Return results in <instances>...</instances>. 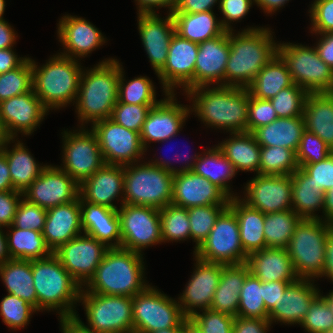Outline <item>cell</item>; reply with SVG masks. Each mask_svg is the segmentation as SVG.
Here are the masks:
<instances>
[{
  "instance_id": "obj_1",
  "label": "cell",
  "mask_w": 333,
  "mask_h": 333,
  "mask_svg": "<svg viewBox=\"0 0 333 333\" xmlns=\"http://www.w3.org/2000/svg\"><path fill=\"white\" fill-rule=\"evenodd\" d=\"M208 88L199 86L186 92L194 102L191 111L208 126L230 133L248 132V88L222 85Z\"/></svg>"
},
{
  "instance_id": "obj_2",
  "label": "cell",
  "mask_w": 333,
  "mask_h": 333,
  "mask_svg": "<svg viewBox=\"0 0 333 333\" xmlns=\"http://www.w3.org/2000/svg\"><path fill=\"white\" fill-rule=\"evenodd\" d=\"M233 31H229L230 53L224 86L247 88L277 54L278 44L268 28L249 27L236 35H233Z\"/></svg>"
},
{
  "instance_id": "obj_3",
  "label": "cell",
  "mask_w": 333,
  "mask_h": 333,
  "mask_svg": "<svg viewBox=\"0 0 333 333\" xmlns=\"http://www.w3.org/2000/svg\"><path fill=\"white\" fill-rule=\"evenodd\" d=\"M143 255L123 248H109L85 292L134 297L149 285L143 279Z\"/></svg>"
},
{
  "instance_id": "obj_4",
  "label": "cell",
  "mask_w": 333,
  "mask_h": 333,
  "mask_svg": "<svg viewBox=\"0 0 333 333\" xmlns=\"http://www.w3.org/2000/svg\"><path fill=\"white\" fill-rule=\"evenodd\" d=\"M120 63L117 59L103 60L94 68L82 71L76 108L83 125L110 118L118 102Z\"/></svg>"
},
{
  "instance_id": "obj_5",
  "label": "cell",
  "mask_w": 333,
  "mask_h": 333,
  "mask_svg": "<svg viewBox=\"0 0 333 333\" xmlns=\"http://www.w3.org/2000/svg\"><path fill=\"white\" fill-rule=\"evenodd\" d=\"M37 310H59V317L75 316L74 304L79 302L83 288L52 254L31 260Z\"/></svg>"
},
{
  "instance_id": "obj_6",
  "label": "cell",
  "mask_w": 333,
  "mask_h": 333,
  "mask_svg": "<svg viewBox=\"0 0 333 333\" xmlns=\"http://www.w3.org/2000/svg\"><path fill=\"white\" fill-rule=\"evenodd\" d=\"M35 63L31 59L33 90L48 112L77 99L82 68L76 59L59 53L41 67Z\"/></svg>"
},
{
  "instance_id": "obj_7",
  "label": "cell",
  "mask_w": 333,
  "mask_h": 333,
  "mask_svg": "<svg viewBox=\"0 0 333 333\" xmlns=\"http://www.w3.org/2000/svg\"><path fill=\"white\" fill-rule=\"evenodd\" d=\"M331 232V223L321 218L302 219L296 226L286 249L299 278L311 279L322 275L325 245Z\"/></svg>"
},
{
  "instance_id": "obj_8",
  "label": "cell",
  "mask_w": 333,
  "mask_h": 333,
  "mask_svg": "<svg viewBox=\"0 0 333 333\" xmlns=\"http://www.w3.org/2000/svg\"><path fill=\"white\" fill-rule=\"evenodd\" d=\"M124 166V197L121 204L164 208L172 202L173 174L152 164Z\"/></svg>"
},
{
  "instance_id": "obj_9",
  "label": "cell",
  "mask_w": 333,
  "mask_h": 333,
  "mask_svg": "<svg viewBox=\"0 0 333 333\" xmlns=\"http://www.w3.org/2000/svg\"><path fill=\"white\" fill-rule=\"evenodd\" d=\"M277 55L286 64L293 83L308 93L333 92V69L320 57L315 47L279 43Z\"/></svg>"
},
{
  "instance_id": "obj_10",
  "label": "cell",
  "mask_w": 333,
  "mask_h": 333,
  "mask_svg": "<svg viewBox=\"0 0 333 333\" xmlns=\"http://www.w3.org/2000/svg\"><path fill=\"white\" fill-rule=\"evenodd\" d=\"M133 331L150 333L179 327L186 318L179 303L150 285L132 298Z\"/></svg>"
},
{
  "instance_id": "obj_11",
  "label": "cell",
  "mask_w": 333,
  "mask_h": 333,
  "mask_svg": "<svg viewBox=\"0 0 333 333\" xmlns=\"http://www.w3.org/2000/svg\"><path fill=\"white\" fill-rule=\"evenodd\" d=\"M194 254L200 260L210 263H246L248 255L240 242L238 220L228 206L219 214L210 234Z\"/></svg>"
},
{
  "instance_id": "obj_12",
  "label": "cell",
  "mask_w": 333,
  "mask_h": 333,
  "mask_svg": "<svg viewBox=\"0 0 333 333\" xmlns=\"http://www.w3.org/2000/svg\"><path fill=\"white\" fill-rule=\"evenodd\" d=\"M88 325L96 333L133 331L132 297L87 293L81 289L80 299Z\"/></svg>"
},
{
  "instance_id": "obj_13",
  "label": "cell",
  "mask_w": 333,
  "mask_h": 333,
  "mask_svg": "<svg viewBox=\"0 0 333 333\" xmlns=\"http://www.w3.org/2000/svg\"><path fill=\"white\" fill-rule=\"evenodd\" d=\"M117 211L121 231L120 248L141 254L142 249L163 242L160 209L122 204Z\"/></svg>"
},
{
  "instance_id": "obj_14",
  "label": "cell",
  "mask_w": 333,
  "mask_h": 333,
  "mask_svg": "<svg viewBox=\"0 0 333 333\" xmlns=\"http://www.w3.org/2000/svg\"><path fill=\"white\" fill-rule=\"evenodd\" d=\"M97 137L105 164L129 165L142 158L146 152L140 133L129 130L111 118L98 121L91 127Z\"/></svg>"
},
{
  "instance_id": "obj_15",
  "label": "cell",
  "mask_w": 333,
  "mask_h": 333,
  "mask_svg": "<svg viewBox=\"0 0 333 333\" xmlns=\"http://www.w3.org/2000/svg\"><path fill=\"white\" fill-rule=\"evenodd\" d=\"M83 129L76 133L64 131V168L60 167L78 184L105 164L96 135L92 130Z\"/></svg>"
},
{
  "instance_id": "obj_16",
  "label": "cell",
  "mask_w": 333,
  "mask_h": 333,
  "mask_svg": "<svg viewBox=\"0 0 333 333\" xmlns=\"http://www.w3.org/2000/svg\"><path fill=\"white\" fill-rule=\"evenodd\" d=\"M22 195L26 201L48 210L75 201L79 184L61 168L45 165Z\"/></svg>"
},
{
  "instance_id": "obj_17",
  "label": "cell",
  "mask_w": 333,
  "mask_h": 333,
  "mask_svg": "<svg viewBox=\"0 0 333 333\" xmlns=\"http://www.w3.org/2000/svg\"><path fill=\"white\" fill-rule=\"evenodd\" d=\"M109 248L87 234L79 235L61 245L53 254L62 266L82 286L94 275Z\"/></svg>"
},
{
  "instance_id": "obj_18",
  "label": "cell",
  "mask_w": 333,
  "mask_h": 333,
  "mask_svg": "<svg viewBox=\"0 0 333 333\" xmlns=\"http://www.w3.org/2000/svg\"><path fill=\"white\" fill-rule=\"evenodd\" d=\"M198 43L174 34L171 38L164 67L157 73L164 88L165 96L174 93V88L183 86L187 92L194 88V71Z\"/></svg>"
},
{
  "instance_id": "obj_19",
  "label": "cell",
  "mask_w": 333,
  "mask_h": 333,
  "mask_svg": "<svg viewBox=\"0 0 333 333\" xmlns=\"http://www.w3.org/2000/svg\"><path fill=\"white\" fill-rule=\"evenodd\" d=\"M245 187L241 200L264 214L292 209V175L256 174Z\"/></svg>"
},
{
  "instance_id": "obj_20",
  "label": "cell",
  "mask_w": 333,
  "mask_h": 333,
  "mask_svg": "<svg viewBox=\"0 0 333 333\" xmlns=\"http://www.w3.org/2000/svg\"><path fill=\"white\" fill-rule=\"evenodd\" d=\"M47 109L34 90L13 96L0 102V126L6 138L17 136V132L29 135L47 115Z\"/></svg>"
},
{
  "instance_id": "obj_21",
  "label": "cell",
  "mask_w": 333,
  "mask_h": 333,
  "mask_svg": "<svg viewBox=\"0 0 333 333\" xmlns=\"http://www.w3.org/2000/svg\"><path fill=\"white\" fill-rule=\"evenodd\" d=\"M166 97L148 111L143 123L140 138L145 150L148 142L170 141L176 137L190 113L189 107L176 102L174 93Z\"/></svg>"
},
{
  "instance_id": "obj_22",
  "label": "cell",
  "mask_w": 333,
  "mask_h": 333,
  "mask_svg": "<svg viewBox=\"0 0 333 333\" xmlns=\"http://www.w3.org/2000/svg\"><path fill=\"white\" fill-rule=\"evenodd\" d=\"M196 259V269L188 281L185 291L178 298L179 306L186 317H192L199 308L210 309L214 293L219 285L222 264Z\"/></svg>"
},
{
  "instance_id": "obj_23",
  "label": "cell",
  "mask_w": 333,
  "mask_h": 333,
  "mask_svg": "<svg viewBox=\"0 0 333 333\" xmlns=\"http://www.w3.org/2000/svg\"><path fill=\"white\" fill-rule=\"evenodd\" d=\"M229 197L208 179L186 171L173 175V195L171 204L190 208L214 204H228Z\"/></svg>"
},
{
  "instance_id": "obj_24",
  "label": "cell",
  "mask_w": 333,
  "mask_h": 333,
  "mask_svg": "<svg viewBox=\"0 0 333 333\" xmlns=\"http://www.w3.org/2000/svg\"><path fill=\"white\" fill-rule=\"evenodd\" d=\"M230 53L229 31L198 44L194 71V88L218 84L224 86L225 70Z\"/></svg>"
},
{
  "instance_id": "obj_25",
  "label": "cell",
  "mask_w": 333,
  "mask_h": 333,
  "mask_svg": "<svg viewBox=\"0 0 333 333\" xmlns=\"http://www.w3.org/2000/svg\"><path fill=\"white\" fill-rule=\"evenodd\" d=\"M138 29L149 62L157 74L165 65L169 44L175 34L172 14L165 19L155 14H138Z\"/></svg>"
},
{
  "instance_id": "obj_26",
  "label": "cell",
  "mask_w": 333,
  "mask_h": 333,
  "mask_svg": "<svg viewBox=\"0 0 333 333\" xmlns=\"http://www.w3.org/2000/svg\"><path fill=\"white\" fill-rule=\"evenodd\" d=\"M57 32L59 41L65 49L61 55L72 59L87 56L106 41L94 25L77 16H63L59 21Z\"/></svg>"
},
{
  "instance_id": "obj_27",
  "label": "cell",
  "mask_w": 333,
  "mask_h": 333,
  "mask_svg": "<svg viewBox=\"0 0 333 333\" xmlns=\"http://www.w3.org/2000/svg\"><path fill=\"white\" fill-rule=\"evenodd\" d=\"M122 191V192H121ZM124 193V166L104 164L79 184V197L97 205L118 209L112 202Z\"/></svg>"
},
{
  "instance_id": "obj_28",
  "label": "cell",
  "mask_w": 333,
  "mask_h": 333,
  "mask_svg": "<svg viewBox=\"0 0 333 333\" xmlns=\"http://www.w3.org/2000/svg\"><path fill=\"white\" fill-rule=\"evenodd\" d=\"M313 279L299 278L290 283L278 304L269 311L268 319L286 324H301L312 301L320 294V290L313 285ZM312 282V283H311Z\"/></svg>"
},
{
  "instance_id": "obj_29",
  "label": "cell",
  "mask_w": 333,
  "mask_h": 333,
  "mask_svg": "<svg viewBox=\"0 0 333 333\" xmlns=\"http://www.w3.org/2000/svg\"><path fill=\"white\" fill-rule=\"evenodd\" d=\"M80 215V197L47 210L42 234L52 252L82 233Z\"/></svg>"
},
{
  "instance_id": "obj_30",
  "label": "cell",
  "mask_w": 333,
  "mask_h": 333,
  "mask_svg": "<svg viewBox=\"0 0 333 333\" xmlns=\"http://www.w3.org/2000/svg\"><path fill=\"white\" fill-rule=\"evenodd\" d=\"M80 205L81 226L84 234L96 238L108 248H120L121 231L118 211L107 206L83 201L81 198Z\"/></svg>"
},
{
  "instance_id": "obj_31",
  "label": "cell",
  "mask_w": 333,
  "mask_h": 333,
  "mask_svg": "<svg viewBox=\"0 0 333 333\" xmlns=\"http://www.w3.org/2000/svg\"><path fill=\"white\" fill-rule=\"evenodd\" d=\"M246 264L250 273L262 282L299 279L286 248L266 247L253 252L247 256Z\"/></svg>"
},
{
  "instance_id": "obj_32",
  "label": "cell",
  "mask_w": 333,
  "mask_h": 333,
  "mask_svg": "<svg viewBox=\"0 0 333 333\" xmlns=\"http://www.w3.org/2000/svg\"><path fill=\"white\" fill-rule=\"evenodd\" d=\"M228 207L238 220L240 242L244 252L250 255L266 248L263 231L265 214L241 201L237 196L229 199Z\"/></svg>"
},
{
  "instance_id": "obj_33",
  "label": "cell",
  "mask_w": 333,
  "mask_h": 333,
  "mask_svg": "<svg viewBox=\"0 0 333 333\" xmlns=\"http://www.w3.org/2000/svg\"><path fill=\"white\" fill-rule=\"evenodd\" d=\"M249 273V267L246 263L237 265L222 264L219 285L214 293L210 309L237 316L240 292Z\"/></svg>"
},
{
  "instance_id": "obj_34",
  "label": "cell",
  "mask_w": 333,
  "mask_h": 333,
  "mask_svg": "<svg viewBox=\"0 0 333 333\" xmlns=\"http://www.w3.org/2000/svg\"><path fill=\"white\" fill-rule=\"evenodd\" d=\"M303 117L305 129L318 136L333 151V92L309 93Z\"/></svg>"
},
{
  "instance_id": "obj_35",
  "label": "cell",
  "mask_w": 333,
  "mask_h": 333,
  "mask_svg": "<svg viewBox=\"0 0 333 333\" xmlns=\"http://www.w3.org/2000/svg\"><path fill=\"white\" fill-rule=\"evenodd\" d=\"M305 130L303 116L277 118L268 125L261 126L252 132L261 147L279 146L297 152Z\"/></svg>"
},
{
  "instance_id": "obj_36",
  "label": "cell",
  "mask_w": 333,
  "mask_h": 333,
  "mask_svg": "<svg viewBox=\"0 0 333 333\" xmlns=\"http://www.w3.org/2000/svg\"><path fill=\"white\" fill-rule=\"evenodd\" d=\"M217 148L232 162L236 171H256L259 174L261 146L250 132L231 133Z\"/></svg>"
},
{
  "instance_id": "obj_37",
  "label": "cell",
  "mask_w": 333,
  "mask_h": 333,
  "mask_svg": "<svg viewBox=\"0 0 333 333\" xmlns=\"http://www.w3.org/2000/svg\"><path fill=\"white\" fill-rule=\"evenodd\" d=\"M175 33L191 42L201 43L220 36L225 29L213 11L200 13H172Z\"/></svg>"
},
{
  "instance_id": "obj_38",
  "label": "cell",
  "mask_w": 333,
  "mask_h": 333,
  "mask_svg": "<svg viewBox=\"0 0 333 333\" xmlns=\"http://www.w3.org/2000/svg\"><path fill=\"white\" fill-rule=\"evenodd\" d=\"M11 140L13 141V138H6L1 151L6 155L8 161L14 190L23 193L40 175L45 165L40 166L19 140L17 141L18 143H15L11 151L8 150L7 145Z\"/></svg>"
},
{
  "instance_id": "obj_39",
  "label": "cell",
  "mask_w": 333,
  "mask_h": 333,
  "mask_svg": "<svg viewBox=\"0 0 333 333\" xmlns=\"http://www.w3.org/2000/svg\"><path fill=\"white\" fill-rule=\"evenodd\" d=\"M323 206L324 192L299 167L292 174V209L302 219H320L314 212Z\"/></svg>"
},
{
  "instance_id": "obj_40",
  "label": "cell",
  "mask_w": 333,
  "mask_h": 333,
  "mask_svg": "<svg viewBox=\"0 0 333 333\" xmlns=\"http://www.w3.org/2000/svg\"><path fill=\"white\" fill-rule=\"evenodd\" d=\"M0 276L9 294L26 300L37 309V294L30 260H7L0 265Z\"/></svg>"
},
{
  "instance_id": "obj_41",
  "label": "cell",
  "mask_w": 333,
  "mask_h": 333,
  "mask_svg": "<svg viewBox=\"0 0 333 333\" xmlns=\"http://www.w3.org/2000/svg\"><path fill=\"white\" fill-rule=\"evenodd\" d=\"M293 80L286 64L276 54L247 87L250 95L259 99H271L280 90L292 86Z\"/></svg>"
},
{
  "instance_id": "obj_42",
  "label": "cell",
  "mask_w": 333,
  "mask_h": 333,
  "mask_svg": "<svg viewBox=\"0 0 333 333\" xmlns=\"http://www.w3.org/2000/svg\"><path fill=\"white\" fill-rule=\"evenodd\" d=\"M10 233L6 234L7 250L10 259L37 260L44 259L53 254L45 242L42 232L30 229H19L14 226Z\"/></svg>"
},
{
  "instance_id": "obj_43",
  "label": "cell",
  "mask_w": 333,
  "mask_h": 333,
  "mask_svg": "<svg viewBox=\"0 0 333 333\" xmlns=\"http://www.w3.org/2000/svg\"><path fill=\"white\" fill-rule=\"evenodd\" d=\"M199 155L192 171L211 181L229 198L236 197L230 192L228 185V180L230 182V179L237 173L232 162L221 153L217 146L206 150L203 157L202 154Z\"/></svg>"
},
{
  "instance_id": "obj_44",
  "label": "cell",
  "mask_w": 333,
  "mask_h": 333,
  "mask_svg": "<svg viewBox=\"0 0 333 333\" xmlns=\"http://www.w3.org/2000/svg\"><path fill=\"white\" fill-rule=\"evenodd\" d=\"M301 220L293 209L265 214L263 231L266 247L287 248Z\"/></svg>"
},
{
  "instance_id": "obj_45",
  "label": "cell",
  "mask_w": 333,
  "mask_h": 333,
  "mask_svg": "<svg viewBox=\"0 0 333 333\" xmlns=\"http://www.w3.org/2000/svg\"><path fill=\"white\" fill-rule=\"evenodd\" d=\"M298 169L294 150L279 146L261 147L259 174L292 175Z\"/></svg>"
},
{
  "instance_id": "obj_46",
  "label": "cell",
  "mask_w": 333,
  "mask_h": 333,
  "mask_svg": "<svg viewBox=\"0 0 333 333\" xmlns=\"http://www.w3.org/2000/svg\"><path fill=\"white\" fill-rule=\"evenodd\" d=\"M263 282L249 273L240 292L238 317L268 319L263 300Z\"/></svg>"
},
{
  "instance_id": "obj_47",
  "label": "cell",
  "mask_w": 333,
  "mask_h": 333,
  "mask_svg": "<svg viewBox=\"0 0 333 333\" xmlns=\"http://www.w3.org/2000/svg\"><path fill=\"white\" fill-rule=\"evenodd\" d=\"M123 67L120 64L118 102L125 104L156 105V92L153 82L146 76L136 77L124 83Z\"/></svg>"
},
{
  "instance_id": "obj_48",
  "label": "cell",
  "mask_w": 333,
  "mask_h": 333,
  "mask_svg": "<svg viewBox=\"0 0 333 333\" xmlns=\"http://www.w3.org/2000/svg\"><path fill=\"white\" fill-rule=\"evenodd\" d=\"M160 221L163 242L191 238L187 208L168 204L160 209Z\"/></svg>"
},
{
  "instance_id": "obj_49",
  "label": "cell",
  "mask_w": 333,
  "mask_h": 333,
  "mask_svg": "<svg viewBox=\"0 0 333 333\" xmlns=\"http://www.w3.org/2000/svg\"><path fill=\"white\" fill-rule=\"evenodd\" d=\"M228 204H214L188 208L191 238L196 242L195 251L208 237L219 214Z\"/></svg>"
},
{
  "instance_id": "obj_50",
  "label": "cell",
  "mask_w": 333,
  "mask_h": 333,
  "mask_svg": "<svg viewBox=\"0 0 333 333\" xmlns=\"http://www.w3.org/2000/svg\"><path fill=\"white\" fill-rule=\"evenodd\" d=\"M29 90H33L31 58L28 57L19 67L0 74V102Z\"/></svg>"
},
{
  "instance_id": "obj_51",
  "label": "cell",
  "mask_w": 333,
  "mask_h": 333,
  "mask_svg": "<svg viewBox=\"0 0 333 333\" xmlns=\"http://www.w3.org/2000/svg\"><path fill=\"white\" fill-rule=\"evenodd\" d=\"M308 94L309 93L302 87L293 84L288 88L280 90L269 100L271 101L278 118L303 116Z\"/></svg>"
},
{
  "instance_id": "obj_52",
  "label": "cell",
  "mask_w": 333,
  "mask_h": 333,
  "mask_svg": "<svg viewBox=\"0 0 333 333\" xmlns=\"http://www.w3.org/2000/svg\"><path fill=\"white\" fill-rule=\"evenodd\" d=\"M38 311L24 299L9 294L2 298L0 316L2 321L11 329L24 328L28 324L31 314Z\"/></svg>"
},
{
  "instance_id": "obj_53",
  "label": "cell",
  "mask_w": 333,
  "mask_h": 333,
  "mask_svg": "<svg viewBox=\"0 0 333 333\" xmlns=\"http://www.w3.org/2000/svg\"><path fill=\"white\" fill-rule=\"evenodd\" d=\"M300 325L310 333H324L333 329V314L321 294L312 301Z\"/></svg>"
},
{
  "instance_id": "obj_54",
  "label": "cell",
  "mask_w": 333,
  "mask_h": 333,
  "mask_svg": "<svg viewBox=\"0 0 333 333\" xmlns=\"http://www.w3.org/2000/svg\"><path fill=\"white\" fill-rule=\"evenodd\" d=\"M332 152L331 148L324 141L305 129L296 152L298 166L303 167L306 164L318 163Z\"/></svg>"
},
{
  "instance_id": "obj_55",
  "label": "cell",
  "mask_w": 333,
  "mask_h": 333,
  "mask_svg": "<svg viewBox=\"0 0 333 333\" xmlns=\"http://www.w3.org/2000/svg\"><path fill=\"white\" fill-rule=\"evenodd\" d=\"M153 106L155 105L116 103L110 118L119 125L140 133L148 111Z\"/></svg>"
},
{
  "instance_id": "obj_56",
  "label": "cell",
  "mask_w": 333,
  "mask_h": 333,
  "mask_svg": "<svg viewBox=\"0 0 333 333\" xmlns=\"http://www.w3.org/2000/svg\"><path fill=\"white\" fill-rule=\"evenodd\" d=\"M23 199V200H22ZM17 207L12 226L42 232L47 210L22 198Z\"/></svg>"
},
{
  "instance_id": "obj_57",
  "label": "cell",
  "mask_w": 333,
  "mask_h": 333,
  "mask_svg": "<svg viewBox=\"0 0 333 333\" xmlns=\"http://www.w3.org/2000/svg\"><path fill=\"white\" fill-rule=\"evenodd\" d=\"M202 329L203 333H232L235 316L214 311L212 309L196 312L191 317Z\"/></svg>"
},
{
  "instance_id": "obj_58",
  "label": "cell",
  "mask_w": 333,
  "mask_h": 333,
  "mask_svg": "<svg viewBox=\"0 0 333 333\" xmlns=\"http://www.w3.org/2000/svg\"><path fill=\"white\" fill-rule=\"evenodd\" d=\"M277 118L270 100L249 96L248 132L252 133L257 128L268 125Z\"/></svg>"
},
{
  "instance_id": "obj_59",
  "label": "cell",
  "mask_w": 333,
  "mask_h": 333,
  "mask_svg": "<svg viewBox=\"0 0 333 333\" xmlns=\"http://www.w3.org/2000/svg\"><path fill=\"white\" fill-rule=\"evenodd\" d=\"M311 5L312 33L333 32V0H315Z\"/></svg>"
},
{
  "instance_id": "obj_60",
  "label": "cell",
  "mask_w": 333,
  "mask_h": 333,
  "mask_svg": "<svg viewBox=\"0 0 333 333\" xmlns=\"http://www.w3.org/2000/svg\"><path fill=\"white\" fill-rule=\"evenodd\" d=\"M323 192L333 186V152L324 160L301 167Z\"/></svg>"
},
{
  "instance_id": "obj_61",
  "label": "cell",
  "mask_w": 333,
  "mask_h": 333,
  "mask_svg": "<svg viewBox=\"0 0 333 333\" xmlns=\"http://www.w3.org/2000/svg\"><path fill=\"white\" fill-rule=\"evenodd\" d=\"M218 2L220 12L224 15V19L221 20L220 23L226 31H230L233 30L231 26H229L230 23L246 16L255 0H220Z\"/></svg>"
},
{
  "instance_id": "obj_62",
  "label": "cell",
  "mask_w": 333,
  "mask_h": 333,
  "mask_svg": "<svg viewBox=\"0 0 333 333\" xmlns=\"http://www.w3.org/2000/svg\"><path fill=\"white\" fill-rule=\"evenodd\" d=\"M22 196V192L16 190L0 191V227L12 225Z\"/></svg>"
},
{
  "instance_id": "obj_63",
  "label": "cell",
  "mask_w": 333,
  "mask_h": 333,
  "mask_svg": "<svg viewBox=\"0 0 333 333\" xmlns=\"http://www.w3.org/2000/svg\"><path fill=\"white\" fill-rule=\"evenodd\" d=\"M269 326H271L269 319L235 316L232 333H266L269 330Z\"/></svg>"
},
{
  "instance_id": "obj_64",
  "label": "cell",
  "mask_w": 333,
  "mask_h": 333,
  "mask_svg": "<svg viewBox=\"0 0 333 333\" xmlns=\"http://www.w3.org/2000/svg\"><path fill=\"white\" fill-rule=\"evenodd\" d=\"M293 281L263 282V300L266 310L269 312L278 301L288 285Z\"/></svg>"
},
{
  "instance_id": "obj_65",
  "label": "cell",
  "mask_w": 333,
  "mask_h": 333,
  "mask_svg": "<svg viewBox=\"0 0 333 333\" xmlns=\"http://www.w3.org/2000/svg\"><path fill=\"white\" fill-rule=\"evenodd\" d=\"M217 1L218 0H176L173 13H200L213 11L212 7Z\"/></svg>"
},
{
  "instance_id": "obj_66",
  "label": "cell",
  "mask_w": 333,
  "mask_h": 333,
  "mask_svg": "<svg viewBox=\"0 0 333 333\" xmlns=\"http://www.w3.org/2000/svg\"><path fill=\"white\" fill-rule=\"evenodd\" d=\"M320 35L322 37L315 48L319 57L333 69V32Z\"/></svg>"
},
{
  "instance_id": "obj_67",
  "label": "cell",
  "mask_w": 333,
  "mask_h": 333,
  "mask_svg": "<svg viewBox=\"0 0 333 333\" xmlns=\"http://www.w3.org/2000/svg\"><path fill=\"white\" fill-rule=\"evenodd\" d=\"M26 59L27 57L18 58L12 48L0 49V74L19 67Z\"/></svg>"
},
{
  "instance_id": "obj_68",
  "label": "cell",
  "mask_w": 333,
  "mask_h": 333,
  "mask_svg": "<svg viewBox=\"0 0 333 333\" xmlns=\"http://www.w3.org/2000/svg\"><path fill=\"white\" fill-rule=\"evenodd\" d=\"M138 5V14H155V7L169 8V14L173 13L176 0H135Z\"/></svg>"
},
{
  "instance_id": "obj_69",
  "label": "cell",
  "mask_w": 333,
  "mask_h": 333,
  "mask_svg": "<svg viewBox=\"0 0 333 333\" xmlns=\"http://www.w3.org/2000/svg\"><path fill=\"white\" fill-rule=\"evenodd\" d=\"M60 322L62 333H96L86 327L77 314L75 316L60 317Z\"/></svg>"
},
{
  "instance_id": "obj_70",
  "label": "cell",
  "mask_w": 333,
  "mask_h": 333,
  "mask_svg": "<svg viewBox=\"0 0 333 333\" xmlns=\"http://www.w3.org/2000/svg\"><path fill=\"white\" fill-rule=\"evenodd\" d=\"M15 31L4 19H0V49L12 48L16 36Z\"/></svg>"
},
{
  "instance_id": "obj_71",
  "label": "cell",
  "mask_w": 333,
  "mask_h": 333,
  "mask_svg": "<svg viewBox=\"0 0 333 333\" xmlns=\"http://www.w3.org/2000/svg\"><path fill=\"white\" fill-rule=\"evenodd\" d=\"M14 190L6 155L0 151V191Z\"/></svg>"
},
{
  "instance_id": "obj_72",
  "label": "cell",
  "mask_w": 333,
  "mask_h": 333,
  "mask_svg": "<svg viewBox=\"0 0 333 333\" xmlns=\"http://www.w3.org/2000/svg\"><path fill=\"white\" fill-rule=\"evenodd\" d=\"M176 155H177V154H176ZM179 155L183 156V158H184V155H183V154H179ZM177 156H178V155H177ZM187 156H188V155H187ZM193 157H194V158L189 157L190 159H194L192 163H191V161H190V163L187 162V164L185 163V166H183V167H181V168H179V169L174 168L173 166H171V164L169 163V161H164V160H158V159H155L154 162H151V161H150L149 163L152 164V165H154V166H158L159 168H163V169H165V170L171 172V173L174 175V174H178V173H182V172H186V171L193 170V168H194V166H195V162L198 160L199 155L196 154V155H194ZM177 158H179V157H177ZM189 158L187 157V159H186V157H185L184 159H185V160H188ZM195 160H196V161H195ZM169 164H170V165H169Z\"/></svg>"
},
{
  "instance_id": "obj_73",
  "label": "cell",
  "mask_w": 333,
  "mask_h": 333,
  "mask_svg": "<svg viewBox=\"0 0 333 333\" xmlns=\"http://www.w3.org/2000/svg\"><path fill=\"white\" fill-rule=\"evenodd\" d=\"M326 276L333 282V232L327 238L325 245V262L323 273L320 277Z\"/></svg>"
},
{
  "instance_id": "obj_74",
  "label": "cell",
  "mask_w": 333,
  "mask_h": 333,
  "mask_svg": "<svg viewBox=\"0 0 333 333\" xmlns=\"http://www.w3.org/2000/svg\"><path fill=\"white\" fill-rule=\"evenodd\" d=\"M323 213L325 215L324 221L333 222V186L328 191L324 192V206Z\"/></svg>"
},
{
  "instance_id": "obj_75",
  "label": "cell",
  "mask_w": 333,
  "mask_h": 333,
  "mask_svg": "<svg viewBox=\"0 0 333 333\" xmlns=\"http://www.w3.org/2000/svg\"><path fill=\"white\" fill-rule=\"evenodd\" d=\"M289 0H255V3L257 6H260L264 12L267 13H273L277 10L278 8L284 6Z\"/></svg>"
},
{
  "instance_id": "obj_76",
  "label": "cell",
  "mask_w": 333,
  "mask_h": 333,
  "mask_svg": "<svg viewBox=\"0 0 333 333\" xmlns=\"http://www.w3.org/2000/svg\"><path fill=\"white\" fill-rule=\"evenodd\" d=\"M182 333H203V331L191 317H186L182 321Z\"/></svg>"
},
{
  "instance_id": "obj_77",
  "label": "cell",
  "mask_w": 333,
  "mask_h": 333,
  "mask_svg": "<svg viewBox=\"0 0 333 333\" xmlns=\"http://www.w3.org/2000/svg\"><path fill=\"white\" fill-rule=\"evenodd\" d=\"M0 227V265L10 259L8 250H7V238L4 235L2 229Z\"/></svg>"
},
{
  "instance_id": "obj_78",
  "label": "cell",
  "mask_w": 333,
  "mask_h": 333,
  "mask_svg": "<svg viewBox=\"0 0 333 333\" xmlns=\"http://www.w3.org/2000/svg\"><path fill=\"white\" fill-rule=\"evenodd\" d=\"M150 333H182V324L179 327H172L167 329H162Z\"/></svg>"
},
{
  "instance_id": "obj_79",
  "label": "cell",
  "mask_w": 333,
  "mask_h": 333,
  "mask_svg": "<svg viewBox=\"0 0 333 333\" xmlns=\"http://www.w3.org/2000/svg\"><path fill=\"white\" fill-rule=\"evenodd\" d=\"M325 301L327 302L329 308L331 309V312L333 314V291L330 292L328 295L322 296Z\"/></svg>"
},
{
  "instance_id": "obj_80",
  "label": "cell",
  "mask_w": 333,
  "mask_h": 333,
  "mask_svg": "<svg viewBox=\"0 0 333 333\" xmlns=\"http://www.w3.org/2000/svg\"><path fill=\"white\" fill-rule=\"evenodd\" d=\"M5 0H0V19H3V14L5 11Z\"/></svg>"
}]
</instances>
